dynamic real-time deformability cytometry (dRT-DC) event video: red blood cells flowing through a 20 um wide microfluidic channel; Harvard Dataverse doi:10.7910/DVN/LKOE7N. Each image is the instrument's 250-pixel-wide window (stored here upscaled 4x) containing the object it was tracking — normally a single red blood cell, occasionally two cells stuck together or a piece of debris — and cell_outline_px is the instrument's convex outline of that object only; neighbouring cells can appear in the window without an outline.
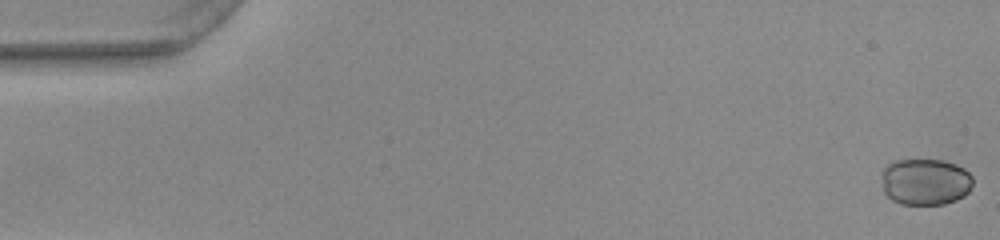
{"species": "common noctule bat (a hibernating species)", "species_latin": "Nyctalus noctula", "temperature_condition": "warm", "stored_images_in_passage": 41, "camera_frame_rate_fps": 3000, "um_per_image_px": 0.085, "animal": {"sex": "female", "body_mass_g": 22.0, "forearm_length_mm": 56.7}, "frame": {"image": 1, "passage_image": 1, "time_ms": 0.0, "image_size_px": [1000, 240], "cell_outline_px": [[972, 184], [968, 192], [964, 196], [956, 200], [944, 204], [900, 204], [892, 200], [884, 192], [880, 172], [888, 164], [896, 160], [944, 160], [956, 164], [964, 168], [972, 176]], "centroid_in_image_um": [78.64, 15.45], "position_along_channel_um": 6.4, "area_um2": 24.97}}
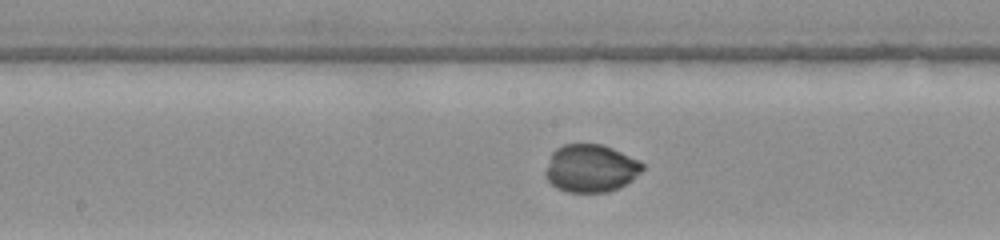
{"frame": {"image": 2, "passage_image": 27, "time_ms": 8.667, "image_size_px": [1000, 240], "cell_outline_px": [[644, 168], [632, 180], [620, 188], [608, 192], [568, 192], [556, 188], [544, 176], [544, 172], [552, 152], [556, 148], [564, 144], [600, 144], [612, 148], [640, 160], [644, 164]], "centroid_in_image_um": [50.21, 14.31], "position_along_channel_um": 198.0, "area_um2": 27.17}}
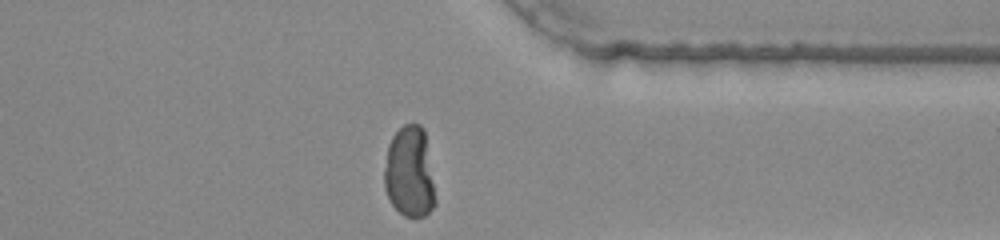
{"frame": {"image": 3, "passage_image": 41, "time_ms": 13.333, "image_size_px": [1000, 240], "cell_outline_px": [[436, 204], [424, 216], [404, 216], [392, 204], [384, 188], [384, 168], [388, 144], [392, 136], [404, 124], [420, 124], [424, 128], [436, 200]], "centroid_in_image_um": [34.8, 14.63], "position_along_channel_um": 376.6, "area_um2": 26.93}}